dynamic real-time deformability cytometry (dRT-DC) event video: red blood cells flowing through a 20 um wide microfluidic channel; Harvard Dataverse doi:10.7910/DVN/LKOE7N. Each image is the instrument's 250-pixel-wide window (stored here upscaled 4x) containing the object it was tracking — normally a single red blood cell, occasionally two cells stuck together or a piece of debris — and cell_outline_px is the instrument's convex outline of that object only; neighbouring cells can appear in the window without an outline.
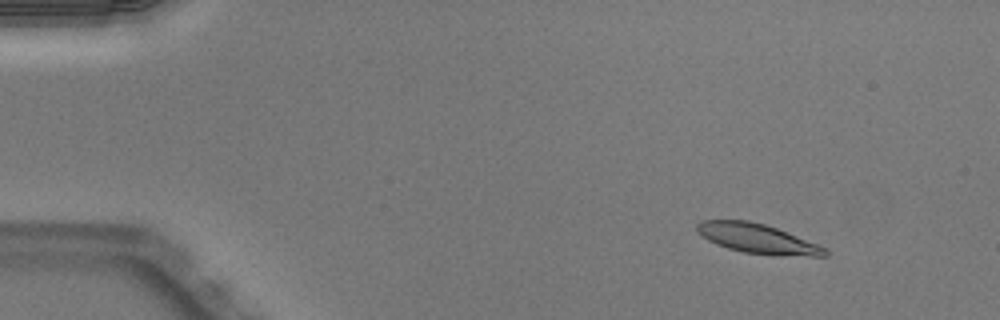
{"species": "Egyptian fruit bat (a non-hibernating species)", "species_latin": "Rousettus aegyptiacus", "temperature_condition": "warm", "stored_images_in_passage": 52, "camera_frame_rate_fps": 3000, "um_per_image_px": 0.085, "animal": {"sex": "male"}, "frame": {"image": 1, "passage_image": 7, "time_ms": 2.0, "image_size_px": [1000, 320], "cell_outline_px": [[828, 256], [780, 256], [744, 252], [728, 248], [716, 244], [708, 240], [696, 232], [696, 224], [700, 220], [748, 220], [764, 224], [776, 228], [828, 248]], "centroid_in_image_um": [64.38, 20.29], "position_along_channel_um": 20.6, "area_um2": 22.14}}
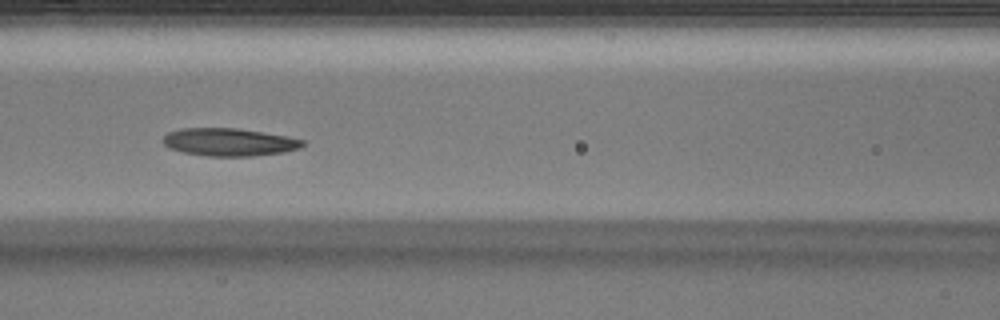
{"frame": {"image": 2, "passage_image": 24, "time_ms": 7.667, "image_size_px": [1000, 320], "cell_outline_px": [[304, 144], [300, 148], [284, 152], [252, 156], [208, 156], [184, 152], [168, 148], [164, 144], [164, 136], [168, 132], [184, 128], [236, 128], [284, 136], [304, 140]], "centroid_in_image_um": [19.46, 12.08], "position_along_channel_um": 147.1, "area_um2": 22.31}}
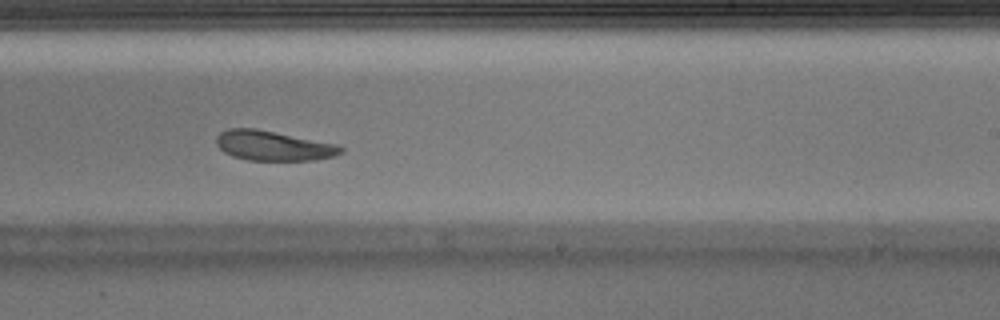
{"frame": {"image": 3, "passage_image": 33, "time_ms": 10.667, "image_size_px": [1000, 320], "cell_outline_px": [[344, 152], [336, 156], [316, 160], [248, 160], [232, 156], [224, 152], [216, 144], [216, 136], [220, 132], [228, 128], [256, 128], [340, 144], [344, 148]], "centroid_in_image_um": [23.28, 12.38], "position_along_channel_um": 265.7, "area_um2": 22.02}, "authors_computed_cell_mechanics": {"area_um2": 22.8888, "velocity_mm_per_s": 3.9621, "shape_relaxation_time_tau1_ms": 6.8933, "shape_relaxation_time_tau2_ms": null, "deformation_change_tau1": 0.1697, "deformation_change_tau2": null}}